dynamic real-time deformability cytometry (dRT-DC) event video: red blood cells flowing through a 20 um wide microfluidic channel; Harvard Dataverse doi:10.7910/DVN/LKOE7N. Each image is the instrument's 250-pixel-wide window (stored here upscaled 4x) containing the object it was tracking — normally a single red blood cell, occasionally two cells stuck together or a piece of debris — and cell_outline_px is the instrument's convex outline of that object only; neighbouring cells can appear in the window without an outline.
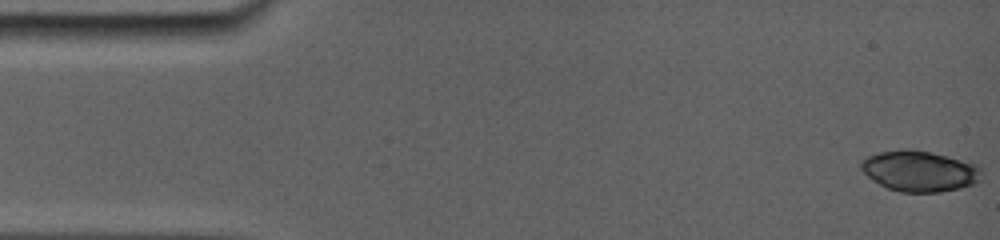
{"species": "common noctule bat (a hibernating species)", "species_latin": "Nyctalus noctula", "temperature_condition": "room temperature", "stored_images_in_passage": 13, "camera_frame_rate_fps": 5000, "um_per_image_px": 0.085, "animal": {"sex": "female", "body_mass_g": 19.0, "forearm_length_mm": 56.7}, "frame": {"image": 1, "passage_image": 1, "time_ms": 0.0, "image_size_px": [1000, 240], "cell_outline_px": [[976, 180], [972, 184], [956, 188], [936, 192], [900, 192], [888, 188], [880, 184], [868, 176], [864, 172], [864, 160], [872, 156], [884, 152], [928, 152], [944, 156], [968, 164], [976, 168]], "centroid_in_image_um": [78.09, 14.6], "position_along_channel_um": 6.9, "area_um2": 26.07}}
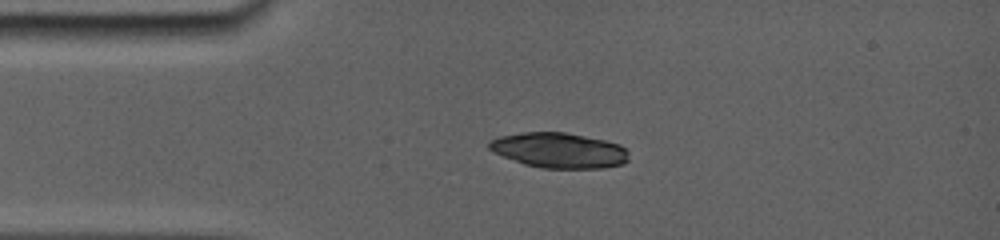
{"frame": {"image": 2, "passage_image": 11, "time_ms": 3.4, "image_size_px": [1000, 240], "cell_outline_px": [[628, 160], [620, 164], [600, 168], [540, 168], [524, 164], [504, 156], [488, 148], [488, 144], [492, 140], [504, 136], [528, 132], [564, 132], [600, 140], [616, 144], [624, 148]], "centroid_in_image_um": [47.49, 12.79], "position_along_channel_um": 37.5, "area_um2": 27.74}}